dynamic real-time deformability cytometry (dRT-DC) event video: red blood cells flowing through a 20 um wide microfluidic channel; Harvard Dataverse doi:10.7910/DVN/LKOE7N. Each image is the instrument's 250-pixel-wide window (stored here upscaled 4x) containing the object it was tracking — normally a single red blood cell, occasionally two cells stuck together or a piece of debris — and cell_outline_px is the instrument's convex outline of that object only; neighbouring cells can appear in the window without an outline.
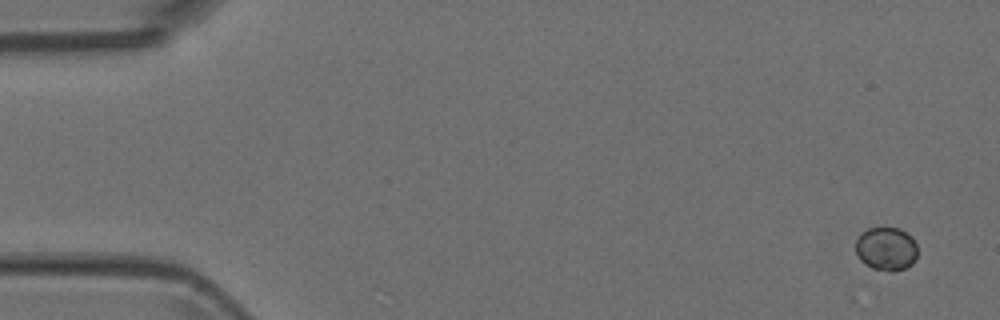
{"species": "Egyptian fruit bat (a non-hibernating species)", "species_latin": "Rousettus aegyptiacus", "temperature_condition": "room temperature", "stored_images_in_passage": 5, "camera_frame_rate_fps": 3000, "um_per_image_px": 0.085, "animal": {"sex": "female"}, "frame": {"image": 1, "passage_image": 1, "time_ms": 0.0, "image_size_px": [1000, 320], "cell_outline_px": [[916, 260], [912, 264], [904, 268], [892, 272], [872, 268], [864, 264], [860, 260], [856, 252], [856, 240], [860, 232], [868, 228], [900, 228], [912, 236], [916, 244]], "centroid_in_image_um": [75.32, 21.14], "position_along_channel_um": 9.7, "area_um2": 15.84}}
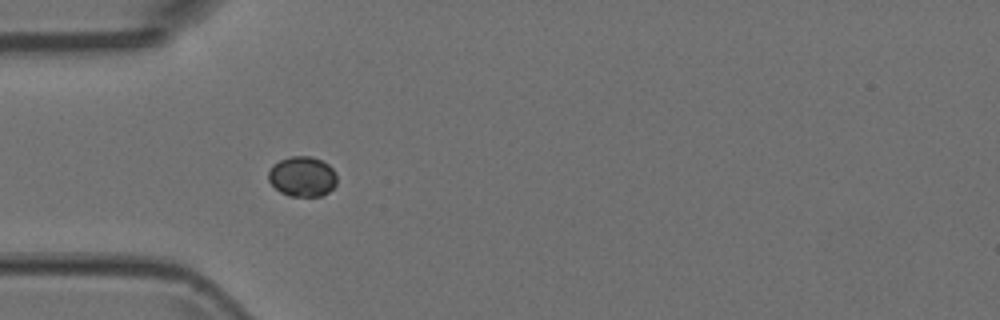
{"frame": {"image": 2, "passage_image": 5, "time_ms": 1.333, "image_size_px": [1000, 320], "cell_outline_px": [[336, 184], [328, 192], [320, 196], [288, 196], [280, 192], [268, 180], [268, 172], [272, 164], [280, 160], [292, 156], [312, 156], [328, 164], [336, 172]], "centroid_in_image_um": [25.69, 15.0], "position_along_channel_um": 59.3, "area_um2": 16.07}}